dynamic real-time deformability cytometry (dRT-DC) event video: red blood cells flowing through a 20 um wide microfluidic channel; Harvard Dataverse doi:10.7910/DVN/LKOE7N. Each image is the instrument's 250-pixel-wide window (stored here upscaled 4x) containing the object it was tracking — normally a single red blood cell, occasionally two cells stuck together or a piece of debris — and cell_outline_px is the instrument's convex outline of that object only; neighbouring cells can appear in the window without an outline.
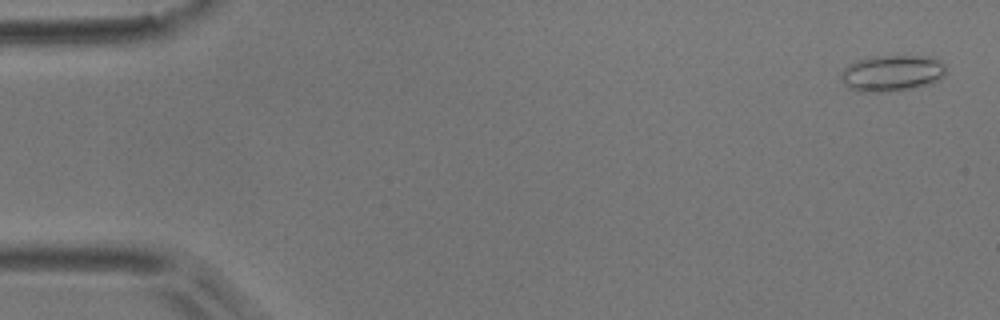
{"species": "common noctule bat (a hibernating species)", "species_latin": "Nyctalus noctula", "temperature_condition": "room temperature", "stored_images_in_passage": 5, "camera_frame_rate_fps": 3000, "um_per_image_px": 0.085, "animal": {"sex": "male", "body_mass_g": 17.9}, "frame": {"image": 1, "passage_image": 1, "time_ms": 0.0, "image_size_px": [1000, 320], "cell_outline_px": [[944, 76], [940, 80], [932, 84], [888, 92], [860, 92], [848, 88], [844, 84], [840, 76], [840, 72], [844, 68], [856, 60], [872, 56], [936, 56], [944, 64]], "centroid_in_image_um": [75.82, 6.22], "position_along_channel_um": 9.2, "area_um2": 22.54}}